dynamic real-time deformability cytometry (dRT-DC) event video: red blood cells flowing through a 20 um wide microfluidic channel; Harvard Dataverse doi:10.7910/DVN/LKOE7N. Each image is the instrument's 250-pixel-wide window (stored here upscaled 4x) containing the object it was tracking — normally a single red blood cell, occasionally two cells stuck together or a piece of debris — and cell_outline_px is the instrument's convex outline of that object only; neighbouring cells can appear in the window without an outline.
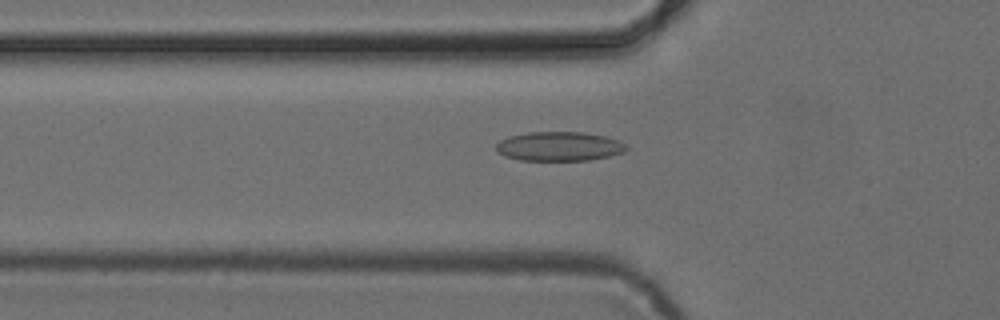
{"species": "common noctule bat (a hibernating species)", "species_latin": "Nyctalus noctula", "temperature_condition": "cold", "stored_images_in_passage": 53, "camera_frame_rate_fps": 3000, "um_per_image_px": 0.085, "animal": {"sex": "female", "body_mass_g": 24.6, "forearm_length_mm": 56.2}, "frame": {"image": 1, "passage_image": 18, "time_ms": 5.667, "image_size_px": [1000, 320], "cell_outline_px": [[628, 148], [624, 152], [608, 156], [588, 160], [520, 160], [504, 156], [496, 152], [496, 144], [500, 140], [508, 136], [528, 132], [584, 132], [604, 136], [616, 140], [624, 144]], "centroid_in_image_um": [47.48, 12.44], "position_along_channel_um": 78.3, "area_um2": 22.14}}
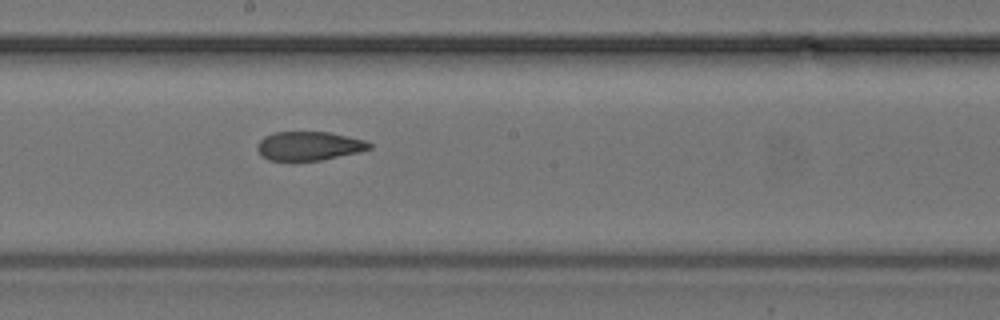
{"frame": {"image": 2, "passage_image": 29, "time_ms": 9.333, "image_size_px": [1000, 320], "cell_outline_px": [[372, 148], [356, 152], [320, 160], [268, 160], [256, 148], [256, 144], [264, 136], [276, 132], [328, 132], [348, 136], [364, 140], [372, 144]], "centroid_in_image_um": [26.24, 12.39], "position_along_channel_um": 222.0, "area_um2": 18.55}}
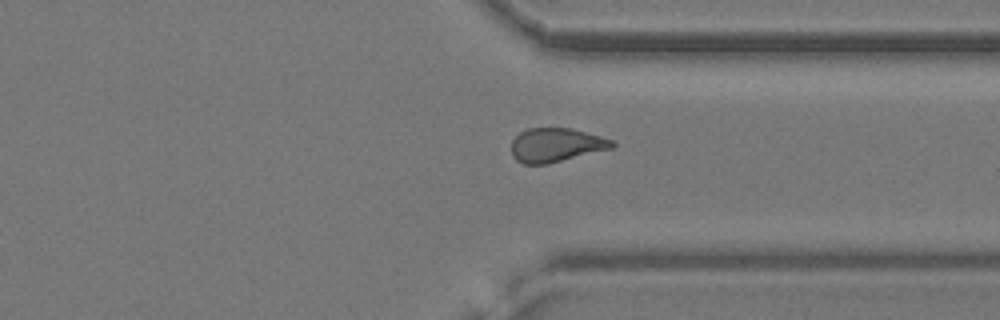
{"frame": {"image": 3, "passage_image": 40, "time_ms": 13.0, "image_size_px": [1000, 320], "cell_outline_px": [[616, 144], [612, 148], [548, 164], [524, 164], [516, 160], [512, 156], [512, 140], [520, 132], [528, 128], [572, 128], [616, 140]], "centroid_in_image_um": [47.28, 12.32], "position_along_channel_um": 364.1, "area_um2": 20.06}, "authors_computed_cell_mechanics": {"area_um2": 20.5768, "velocity_mm_per_s": 3.8835, "shape_relaxation_time_tau1_ms": null, "shape_relaxation_time_tau2_ms": 2.8573, "deformation_change_tau1": null, "deformation_change_tau2": 0.0863}}